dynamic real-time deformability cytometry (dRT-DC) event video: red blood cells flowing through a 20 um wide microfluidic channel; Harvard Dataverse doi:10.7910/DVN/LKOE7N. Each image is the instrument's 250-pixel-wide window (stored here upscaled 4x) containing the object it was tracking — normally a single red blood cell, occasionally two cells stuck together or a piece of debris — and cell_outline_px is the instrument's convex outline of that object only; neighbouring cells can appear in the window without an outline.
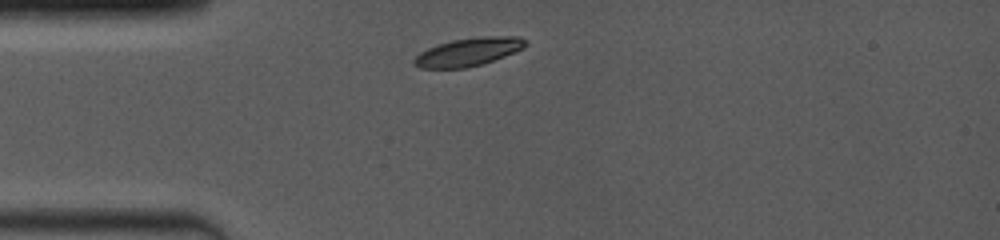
{"species": "common noctule bat (a hibernating species)", "species_latin": "Nyctalus noctula", "temperature_condition": "room temperature", "stored_images_in_passage": 3, "camera_frame_rate_fps": 4000, "um_per_image_px": 0.085, "animal": {"sex": "female", "body_mass_g": 19.0, "forearm_length_mm": 53.3}, "frame": {"image": 1, "passage_image": 1, "time_ms": 0.0, "image_size_px": [1000, 240], "cell_outline_px": [[528, 44], [524, 48], [516, 52], [468, 68], [420, 68], [412, 64], [412, 60], [420, 52], [436, 44], [452, 40], [480, 36], [516, 36], [528, 40]], "centroid_in_image_um": [39.81, 4.4], "position_along_channel_um": 45.2, "area_um2": 18.44}}
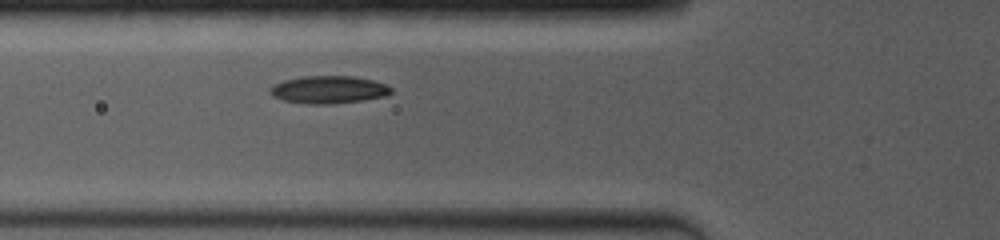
{"frame": {"image": 2, "passage_image": 3, "time_ms": 1.75, "image_size_px": [1000, 240], "cell_outline_px": [[392, 92], [384, 96], [364, 100], [328, 104], [308, 104], [284, 100], [272, 96], [268, 92], [268, 88], [284, 80], [300, 76], [352, 76], [372, 80], [384, 84], [392, 88]], "centroid_in_image_um": [27.9, 7.62], "position_along_channel_um": 97.9, "area_um2": 19.42}}